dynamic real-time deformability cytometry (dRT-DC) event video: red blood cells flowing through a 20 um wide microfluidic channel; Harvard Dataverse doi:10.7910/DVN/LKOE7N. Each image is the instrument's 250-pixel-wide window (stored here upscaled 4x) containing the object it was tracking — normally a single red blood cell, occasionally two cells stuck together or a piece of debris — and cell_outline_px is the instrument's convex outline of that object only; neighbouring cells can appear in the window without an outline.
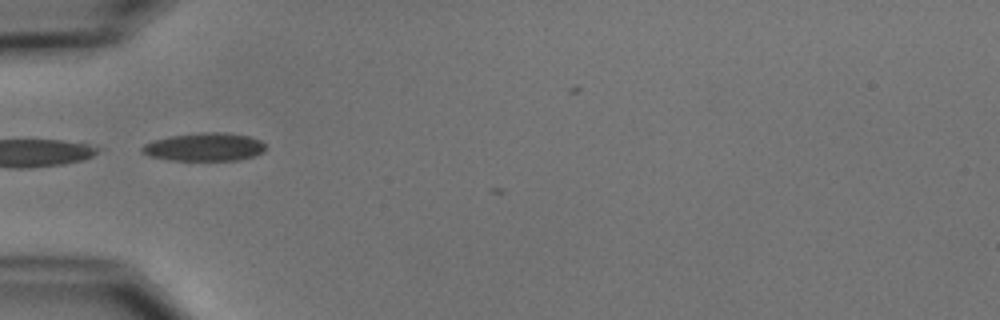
{"species": "common noctule bat (a hibernating species)", "species_latin": "Nyctalus noctula", "temperature_condition": "cold", "stored_images_in_passage": 4, "camera_frame_rate_fps": 3000, "um_per_image_px": 0.085, "animal": {"sex": "male", "body_mass_g": 15.6}, "frame": {"image": 1, "passage_image": 2, "time_ms": 1.0, "image_size_px": [1000, 320], "cell_outline_px": [[264, 152], [256, 156], [240, 160], [168, 160], [148, 156], [140, 152], [140, 148], [144, 144], [152, 140], [172, 136], [200, 132], [224, 132], [248, 136], [260, 140], [264, 144]], "centroid_in_image_um": [17.35, 12.5], "position_along_channel_um": 67.6, "area_um2": 20.46}}